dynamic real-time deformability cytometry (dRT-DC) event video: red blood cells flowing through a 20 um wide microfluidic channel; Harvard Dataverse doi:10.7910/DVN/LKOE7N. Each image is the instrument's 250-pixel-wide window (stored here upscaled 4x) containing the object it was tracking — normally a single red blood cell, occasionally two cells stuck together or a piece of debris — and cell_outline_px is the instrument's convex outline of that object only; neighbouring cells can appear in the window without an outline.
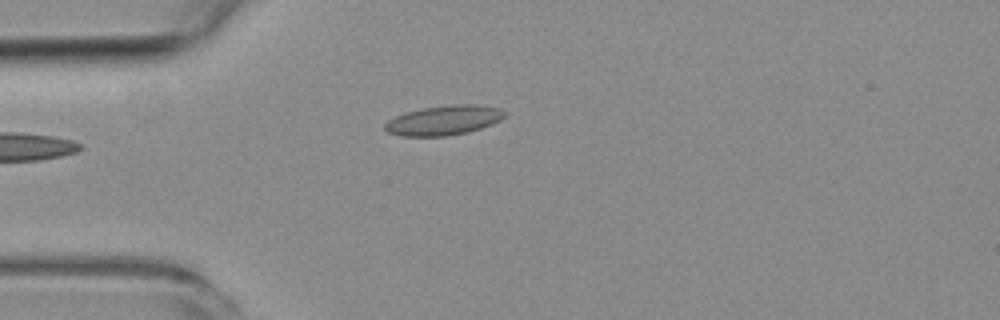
{"species": "common noctule bat (a hibernating species)", "species_latin": "Nyctalus noctula", "temperature_condition": "room temperature", "stored_images_in_passage": 3, "camera_frame_rate_fps": 3000, "um_per_image_px": 0.085, "animal": {"sex": "female", "body_mass_g": 19.3, "forearm_length_mm": 54.1}, "frame": {"image": 1, "passage_image": 3, "time_ms": 3.333, "image_size_px": [1000, 320], "cell_outline_px": [[504, 116], [500, 120], [492, 124], [468, 132], [444, 136], [400, 136], [388, 132], [384, 128], [384, 124], [388, 120], [404, 112], [424, 108], [452, 104], [476, 104], [500, 108], [504, 112]], "centroid_in_image_um": [37.7, 10.22], "position_along_channel_um": 47.3, "area_um2": 20.63}}